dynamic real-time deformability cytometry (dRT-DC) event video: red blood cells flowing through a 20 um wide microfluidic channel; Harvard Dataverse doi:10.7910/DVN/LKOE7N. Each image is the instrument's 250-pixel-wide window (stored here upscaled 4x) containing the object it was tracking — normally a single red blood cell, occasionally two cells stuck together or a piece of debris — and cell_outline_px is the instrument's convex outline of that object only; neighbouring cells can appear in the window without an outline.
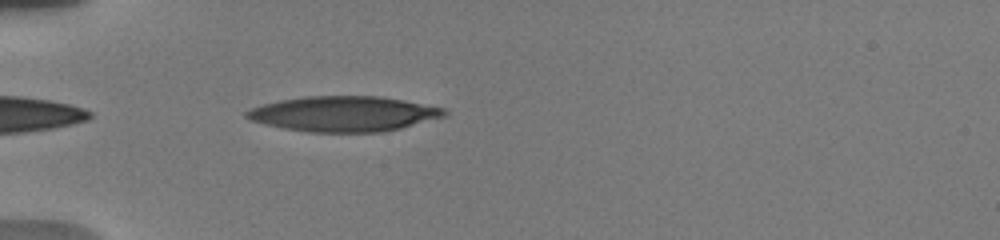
{"species": "human", "species_latin": "Homo sapiens", "temperature_condition": "warm", "stored_images_in_passage": 3, "camera_frame_rate_fps": 3000, "um_per_image_px": 0.085, "donor": {"sex": "male"}, "frame": {"image": 1, "passage_image": 1, "time_ms": 0.0, "image_size_px": [1000, 240], "cell_outline_px": [[448, 116], [400, 128], [380, 132], [308, 132], [284, 128], [264, 124], [252, 120], [244, 116], [244, 112], [252, 108], [264, 104], [280, 100], [304, 96], [380, 96], [404, 100], [444, 108], [448, 112]], "centroid_in_image_um": [29.24, 9.67], "position_along_channel_um": 55.8, "area_um2": 40.63}}